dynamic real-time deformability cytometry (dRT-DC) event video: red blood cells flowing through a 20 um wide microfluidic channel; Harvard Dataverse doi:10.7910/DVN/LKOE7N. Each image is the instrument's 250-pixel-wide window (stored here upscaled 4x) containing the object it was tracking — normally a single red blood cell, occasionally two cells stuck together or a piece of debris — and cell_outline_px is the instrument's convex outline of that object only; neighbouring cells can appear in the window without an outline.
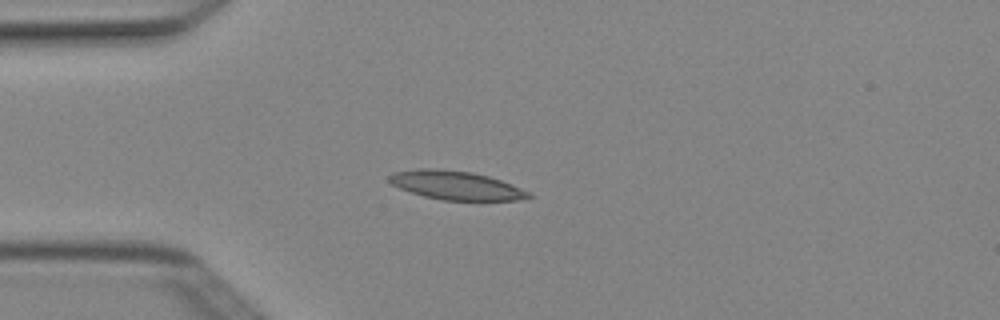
{"species": "Egyptian fruit bat (a non-hibernating species)", "species_latin": "Rousettus aegyptiacus", "temperature_condition": "cold", "stored_images_in_passage": 3, "camera_frame_rate_fps": 3000, "um_per_image_px": 0.085, "animal": {"sex": "female"}, "frame": {"image": 1, "passage_image": 3, "time_ms": 0.667, "image_size_px": [1000, 320], "cell_outline_px": [[532, 196], [516, 200], [444, 200], [424, 196], [400, 188], [392, 184], [388, 180], [388, 176], [392, 172], [420, 168], [440, 168], [472, 172], [488, 176], [500, 180], [532, 192]], "centroid_in_image_um": [38.74, 15.74], "position_along_channel_um": 46.3, "area_um2": 23.29}}